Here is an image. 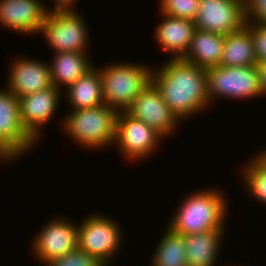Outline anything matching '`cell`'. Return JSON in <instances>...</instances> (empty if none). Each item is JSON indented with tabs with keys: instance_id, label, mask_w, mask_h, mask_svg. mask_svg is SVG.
<instances>
[{
	"instance_id": "cell-1",
	"label": "cell",
	"mask_w": 266,
	"mask_h": 266,
	"mask_svg": "<svg viewBox=\"0 0 266 266\" xmlns=\"http://www.w3.org/2000/svg\"><path fill=\"white\" fill-rule=\"evenodd\" d=\"M159 67L153 68L151 82L181 121L211 106L206 69L169 58Z\"/></svg>"
},
{
	"instance_id": "cell-2",
	"label": "cell",
	"mask_w": 266,
	"mask_h": 266,
	"mask_svg": "<svg viewBox=\"0 0 266 266\" xmlns=\"http://www.w3.org/2000/svg\"><path fill=\"white\" fill-rule=\"evenodd\" d=\"M199 190L186 195L171 215L167 226L173 233L185 236L227 228L229 202L225 193L217 188Z\"/></svg>"
},
{
	"instance_id": "cell-3",
	"label": "cell",
	"mask_w": 266,
	"mask_h": 266,
	"mask_svg": "<svg viewBox=\"0 0 266 266\" xmlns=\"http://www.w3.org/2000/svg\"><path fill=\"white\" fill-rule=\"evenodd\" d=\"M119 111L106 104L94 108L71 110L61 126L69 139L89 150L109 148L115 144Z\"/></svg>"
},
{
	"instance_id": "cell-4",
	"label": "cell",
	"mask_w": 266,
	"mask_h": 266,
	"mask_svg": "<svg viewBox=\"0 0 266 266\" xmlns=\"http://www.w3.org/2000/svg\"><path fill=\"white\" fill-rule=\"evenodd\" d=\"M102 80L105 104L125 111L151 82L152 67L143 63H112L96 66Z\"/></svg>"
},
{
	"instance_id": "cell-5",
	"label": "cell",
	"mask_w": 266,
	"mask_h": 266,
	"mask_svg": "<svg viewBox=\"0 0 266 266\" xmlns=\"http://www.w3.org/2000/svg\"><path fill=\"white\" fill-rule=\"evenodd\" d=\"M117 222L102 213L86 216L78 224V248L109 266L124 243L122 227Z\"/></svg>"
},
{
	"instance_id": "cell-6",
	"label": "cell",
	"mask_w": 266,
	"mask_h": 266,
	"mask_svg": "<svg viewBox=\"0 0 266 266\" xmlns=\"http://www.w3.org/2000/svg\"><path fill=\"white\" fill-rule=\"evenodd\" d=\"M210 105L220 97L228 99H250L262 96L259 72L255 66H215L206 69ZM218 98V99H217Z\"/></svg>"
},
{
	"instance_id": "cell-7",
	"label": "cell",
	"mask_w": 266,
	"mask_h": 266,
	"mask_svg": "<svg viewBox=\"0 0 266 266\" xmlns=\"http://www.w3.org/2000/svg\"><path fill=\"white\" fill-rule=\"evenodd\" d=\"M78 11H51L46 15L39 33L45 37L54 53H87L90 34L86 19L84 20Z\"/></svg>"
},
{
	"instance_id": "cell-8",
	"label": "cell",
	"mask_w": 266,
	"mask_h": 266,
	"mask_svg": "<svg viewBox=\"0 0 266 266\" xmlns=\"http://www.w3.org/2000/svg\"><path fill=\"white\" fill-rule=\"evenodd\" d=\"M38 142L26 131L20 119L19 97L0 89V159L12 163L32 152Z\"/></svg>"
},
{
	"instance_id": "cell-9",
	"label": "cell",
	"mask_w": 266,
	"mask_h": 266,
	"mask_svg": "<svg viewBox=\"0 0 266 266\" xmlns=\"http://www.w3.org/2000/svg\"><path fill=\"white\" fill-rule=\"evenodd\" d=\"M163 137L145 122L132 117L126 111H119L117 117L115 147L130 162L149 158L159 151Z\"/></svg>"
},
{
	"instance_id": "cell-10",
	"label": "cell",
	"mask_w": 266,
	"mask_h": 266,
	"mask_svg": "<svg viewBox=\"0 0 266 266\" xmlns=\"http://www.w3.org/2000/svg\"><path fill=\"white\" fill-rule=\"evenodd\" d=\"M77 240L78 225L60 216L49 220L34 236L31 253L44 265L77 248Z\"/></svg>"
},
{
	"instance_id": "cell-11",
	"label": "cell",
	"mask_w": 266,
	"mask_h": 266,
	"mask_svg": "<svg viewBox=\"0 0 266 266\" xmlns=\"http://www.w3.org/2000/svg\"><path fill=\"white\" fill-rule=\"evenodd\" d=\"M129 115L145 122L163 138L176 133L181 120L162 98L160 91L150 82L125 110ZM177 128V129H176Z\"/></svg>"
},
{
	"instance_id": "cell-12",
	"label": "cell",
	"mask_w": 266,
	"mask_h": 266,
	"mask_svg": "<svg viewBox=\"0 0 266 266\" xmlns=\"http://www.w3.org/2000/svg\"><path fill=\"white\" fill-rule=\"evenodd\" d=\"M194 22L198 30L224 36L239 31L246 25L244 0H200Z\"/></svg>"
},
{
	"instance_id": "cell-13",
	"label": "cell",
	"mask_w": 266,
	"mask_h": 266,
	"mask_svg": "<svg viewBox=\"0 0 266 266\" xmlns=\"http://www.w3.org/2000/svg\"><path fill=\"white\" fill-rule=\"evenodd\" d=\"M62 90L51 87L19 97V110L22 125L26 131L39 142L43 136L44 126L57 113L61 102ZM42 132V133H41Z\"/></svg>"
},
{
	"instance_id": "cell-14",
	"label": "cell",
	"mask_w": 266,
	"mask_h": 266,
	"mask_svg": "<svg viewBox=\"0 0 266 266\" xmlns=\"http://www.w3.org/2000/svg\"><path fill=\"white\" fill-rule=\"evenodd\" d=\"M51 12L42 0H0V26L21 34L39 33Z\"/></svg>"
},
{
	"instance_id": "cell-15",
	"label": "cell",
	"mask_w": 266,
	"mask_h": 266,
	"mask_svg": "<svg viewBox=\"0 0 266 266\" xmlns=\"http://www.w3.org/2000/svg\"><path fill=\"white\" fill-rule=\"evenodd\" d=\"M17 58V59H16ZM12 59L6 88L22 97L47 89L53 85L48 62L19 56Z\"/></svg>"
},
{
	"instance_id": "cell-16",
	"label": "cell",
	"mask_w": 266,
	"mask_h": 266,
	"mask_svg": "<svg viewBox=\"0 0 266 266\" xmlns=\"http://www.w3.org/2000/svg\"><path fill=\"white\" fill-rule=\"evenodd\" d=\"M163 17L154 30V38L161 52L170 53L169 59H183L188 53L196 24L190 19L176 18L160 13Z\"/></svg>"
},
{
	"instance_id": "cell-17",
	"label": "cell",
	"mask_w": 266,
	"mask_h": 266,
	"mask_svg": "<svg viewBox=\"0 0 266 266\" xmlns=\"http://www.w3.org/2000/svg\"><path fill=\"white\" fill-rule=\"evenodd\" d=\"M225 233V229H218L185 235L188 266H215Z\"/></svg>"
},
{
	"instance_id": "cell-18",
	"label": "cell",
	"mask_w": 266,
	"mask_h": 266,
	"mask_svg": "<svg viewBox=\"0 0 266 266\" xmlns=\"http://www.w3.org/2000/svg\"><path fill=\"white\" fill-rule=\"evenodd\" d=\"M64 90L71 110L94 108L105 104L100 72L95 66Z\"/></svg>"
},
{
	"instance_id": "cell-19",
	"label": "cell",
	"mask_w": 266,
	"mask_h": 266,
	"mask_svg": "<svg viewBox=\"0 0 266 266\" xmlns=\"http://www.w3.org/2000/svg\"><path fill=\"white\" fill-rule=\"evenodd\" d=\"M223 49L224 35L196 29L183 60L204 69L220 66Z\"/></svg>"
},
{
	"instance_id": "cell-20",
	"label": "cell",
	"mask_w": 266,
	"mask_h": 266,
	"mask_svg": "<svg viewBox=\"0 0 266 266\" xmlns=\"http://www.w3.org/2000/svg\"><path fill=\"white\" fill-rule=\"evenodd\" d=\"M54 54L48 64L52 83L60 90L66 89L93 67L87 56L88 53L64 51Z\"/></svg>"
},
{
	"instance_id": "cell-21",
	"label": "cell",
	"mask_w": 266,
	"mask_h": 266,
	"mask_svg": "<svg viewBox=\"0 0 266 266\" xmlns=\"http://www.w3.org/2000/svg\"><path fill=\"white\" fill-rule=\"evenodd\" d=\"M257 63L251 29L247 25L224 36L220 66L247 67L255 66Z\"/></svg>"
},
{
	"instance_id": "cell-22",
	"label": "cell",
	"mask_w": 266,
	"mask_h": 266,
	"mask_svg": "<svg viewBox=\"0 0 266 266\" xmlns=\"http://www.w3.org/2000/svg\"><path fill=\"white\" fill-rule=\"evenodd\" d=\"M156 245L150 266H188L184 236L166 228Z\"/></svg>"
},
{
	"instance_id": "cell-23",
	"label": "cell",
	"mask_w": 266,
	"mask_h": 266,
	"mask_svg": "<svg viewBox=\"0 0 266 266\" xmlns=\"http://www.w3.org/2000/svg\"><path fill=\"white\" fill-rule=\"evenodd\" d=\"M241 165L245 189L256 201L266 203V166L255 156ZM243 166V167H242ZM243 168V169H242Z\"/></svg>"
},
{
	"instance_id": "cell-24",
	"label": "cell",
	"mask_w": 266,
	"mask_h": 266,
	"mask_svg": "<svg viewBox=\"0 0 266 266\" xmlns=\"http://www.w3.org/2000/svg\"><path fill=\"white\" fill-rule=\"evenodd\" d=\"M159 2V13L194 21L198 14L200 0H159Z\"/></svg>"
},
{
	"instance_id": "cell-25",
	"label": "cell",
	"mask_w": 266,
	"mask_h": 266,
	"mask_svg": "<svg viewBox=\"0 0 266 266\" xmlns=\"http://www.w3.org/2000/svg\"><path fill=\"white\" fill-rule=\"evenodd\" d=\"M42 266H105L97 258L80 248L68 252L60 258L48 261Z\"/></svg>"
},
{
	"instance_id": "cell-26",
	"label": "cell",
	"mask_w": 266,
	"mask_h": 266,
	"mask_svg": "<svg viewBox=\"0 0 266 266\" xmlns=\"http://www.w3.org/2000/svg\"><path fill=\"white\" fill-rule=\"evenodd\" d=\"M251 29L257 62H266V24L246 23Z\"/></svg>"
},
{
	"instance_id": "cell-27",
	"label": "cell",
	"mask_w": 266,
	"mask_h": 266,
	"mask_svg": "<svg viewBox=\"0 0 266 266\" xmlns=\"http://www.w3.org/2000/svg\"><path fill=\"white\" fill-rule=\"evenodd\" d=\"M246 23L266 24V0H244Z\"/></svg>"
},
{
	"instance_id": "cell-28",
	"label": "cell",
	"mask_w": 266,
	"mask_h": 266,
	"mask_svg": "<svg viewBox=\"0 0 266 266\" xmlns=\"http://www.w3.org/2000/svg\"><path fill=\"white\" fill-rule=\"evenodd\" d=\"M55 2L54 8L51 11H76L75 3L78 0H53Z\"/></svg>"
},
{
	"instance_id": "cell-29",
	"label": "cell",
	"mask_w": 266,
	"mask_h": 266,
	"mask_svg": "<svg viewBox=\"0 0 266 266\" xmlns=\"http://www.w3.org/2000/svg\"><path fill=\"white\" fill-rule=\"evenodd\" d=\"M256 67L259 72V83L263 97V95H266V62H258Z\"/></svg>"
},
{
	"instance_id": "cell-30",
	"label": "cell",
	"mask_w": 266,
	"mask_h": 266,
	"mask_svg": "<svg viewBox=\"0 0 266 266\" xmlns=\"http://www.w3.org/2000/svg\"><path fill=\"white\" fill-rule=\"evenodd\" d=\"M254 154L266 166V150L258 151Z\"/></svg>"
}]
</instances>
